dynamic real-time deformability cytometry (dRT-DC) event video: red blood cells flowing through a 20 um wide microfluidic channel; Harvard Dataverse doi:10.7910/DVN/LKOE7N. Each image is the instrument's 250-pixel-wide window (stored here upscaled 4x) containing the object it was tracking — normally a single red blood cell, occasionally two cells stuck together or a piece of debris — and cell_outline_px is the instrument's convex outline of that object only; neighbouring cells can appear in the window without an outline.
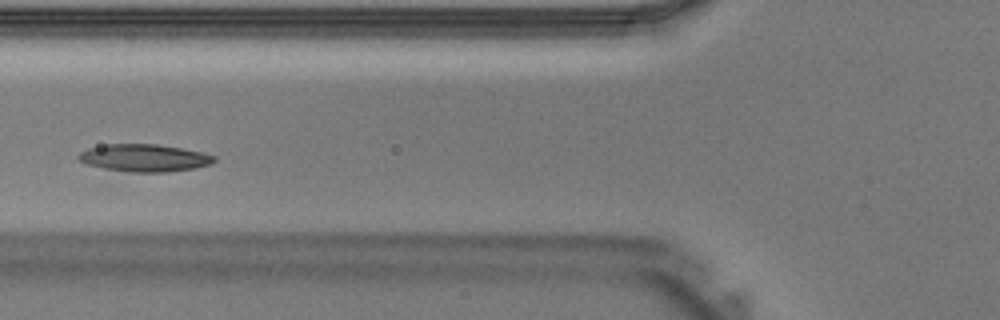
{"species": "Egyptian fruit bat (a non-hibernating species)", "species_latin": "Rousettus aegyptiacus", "temperature_condition": "warm", "stored_images_in_passage": 24, "camera_frame_rate_fps": 3000, "um_per_image_px": 0.085, "animal": {"sex": "male"}, "frame": {"image": 1, "passage_image": 13, "time_ms": 4.0, "image_size_px": [1000, 320], "cell_outline_px": [[216, 160], [212, 164], [192, 168], [168, 172], [128, 172], [104, 168], [88, 164], [80, 160], [76, 156], [80, 152], [88, 148], [108, 144], [156, 144], [204, 152], [216, 156]], "centroid_in_image_um": [12.29, 13.42], "position_along_channel_um": 113.5, "area_um2": 21.62}}
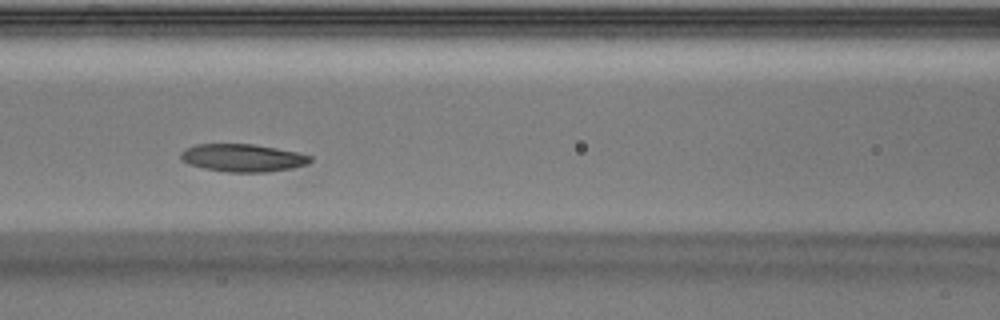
{"frame": {"image": 2, "passage_image": 15, "time_ms": 4.667, "image_size_px": [1000, 320], "cell_outline_px": [[312, 160], [308, 164], [292, 168], [268, 172], [228, 172], [204, 168], [188, 164], [180, 160], [180, 152], [184, 148], [196, 144], [252, 144], [276, 148], [296, 152], [312, 156]], "centroid_in_image_um": [20.6, 13.42], "position_along_channel_um": 146.0, "area_um2": 21.04}}
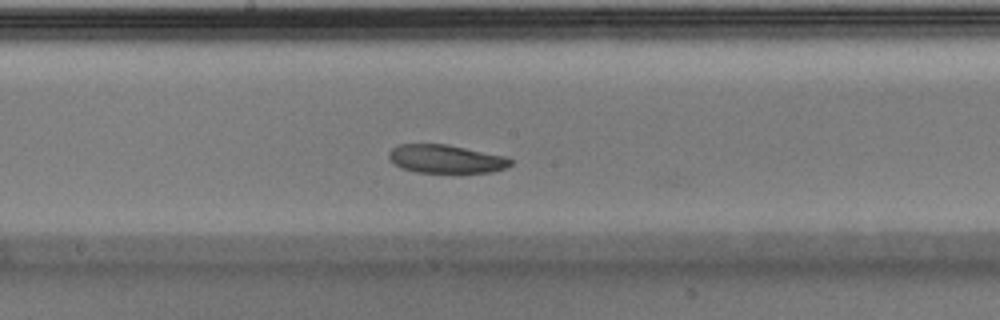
{"frame": {"image": 3, "passage_image": 19, "time_ms": 6.0, "image_size_px": [1000, 320], "cell_outline_px": [[512, 164], [504, 168], [492, 172], [460, 176], [416, 172], [400, 168], [388, 156], [388, 152], [396, 144], [448, 144], [504, 156], [512, 160]], "centroid_in_image_um": [37.92, 13.56], "position_along_channel_um": 210.3, "area_um2": 21.1}}